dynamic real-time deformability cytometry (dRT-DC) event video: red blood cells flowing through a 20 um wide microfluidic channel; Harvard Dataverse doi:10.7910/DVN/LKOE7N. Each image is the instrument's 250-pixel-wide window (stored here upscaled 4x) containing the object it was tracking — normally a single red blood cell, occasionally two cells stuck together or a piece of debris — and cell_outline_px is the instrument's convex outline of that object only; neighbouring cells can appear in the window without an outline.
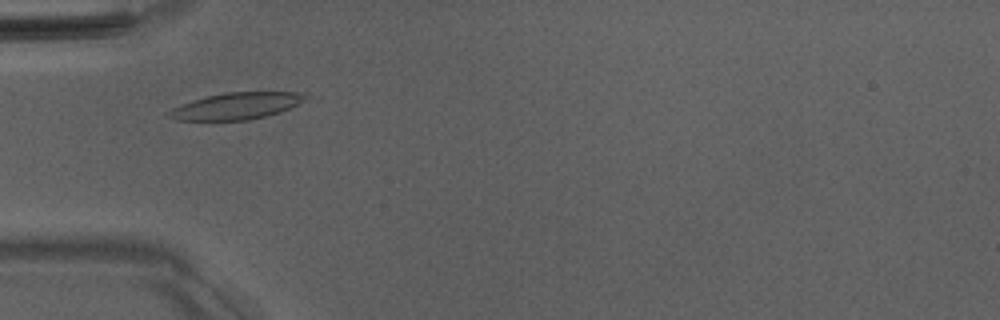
{"species": "Egyptian fruit bat (a non-hibernating species)", "species_latin": "Rousettus aegyptiacus", "temperature_condition": "room temperature", "stored_images_in_passage": 46, "camera_frame_rate_fps": 3000, "um_per_image_px": 0.085, "animal": {"sex": "male"}, "frame": {"image": 1, "passage_image": 11, "time_ms": 3.333, "image_size_px": [1000, 320], "cell_outline_px": [[312, 96], [280, 112], [248, 120], [176, 120], [168, 116], [168, 112], [172, 108], [208, 96], [224, 92], [308, 92]], "centroid_in_image_um": [20.16, 9.0], "position_along_channel_um": 64.8, "area_um2": 20.98}}
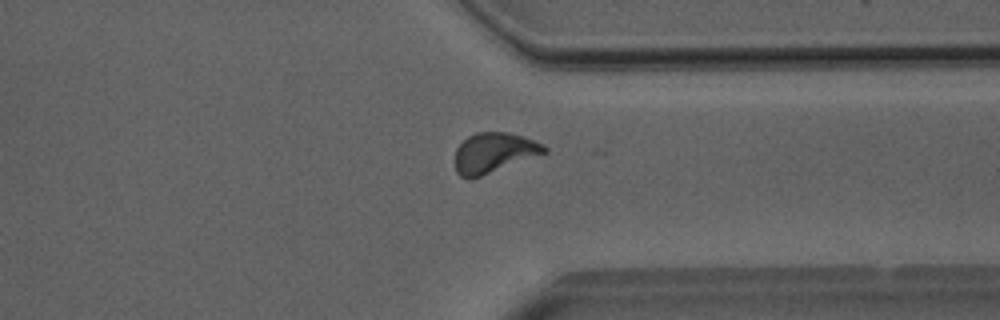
{"frame": {"image": 2, "passage_image": 34, "time_ms": 11.0, "image_size_px": [1000, 320], "cell_outline_px": [[548, 152], [472, 180], [468, 180], [460, 176], [456, 172], [456, 148], [468, 136], [476, 132], [508, 132], [524, 136], [544, 144], [548, 148]], "centroid_in_image_um": [42.0, 13.0], "position_along_channel_um": 369.4, "area_um2": 21.15}}
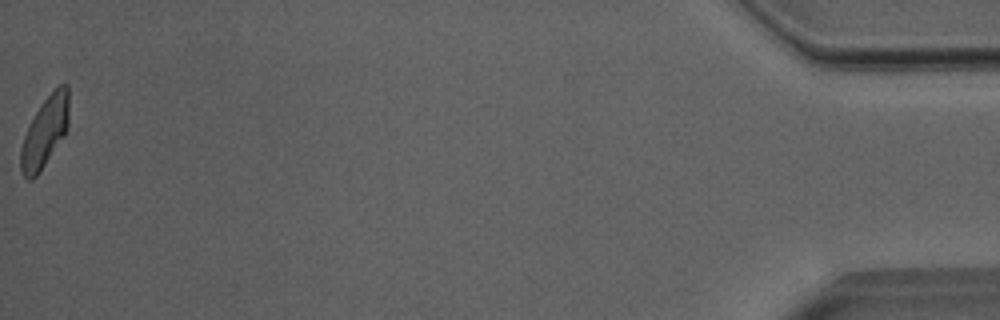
{"frame": {"image": 3, "passage_image": 46, "time_ms": 15.0, "image_size_px": [1000, 320], "cell_outline_px": [[68, 128], [64, 136], [40, 172], [32, 180], [28, 180], [20, 172], [20, 148], [24, 136], [40, 104], [60, 84], [68, 84]], "centroid_in_image_um": [3.81, 11.26], "position_along_channel_um": 431.4, "area_um2": 19.65}, "authors_computed_cell_mechanics": {"area_um2": 20.6635, "velocity_mm_per_s": 4.0027, "shape_relaxation_time_tau1_ms": 4.1762, "shape_relaxation_time_tau2_ms": 1.7536, "deformation_change_tau1": 0.1386, "deformation_change_tau2": 0.085}}